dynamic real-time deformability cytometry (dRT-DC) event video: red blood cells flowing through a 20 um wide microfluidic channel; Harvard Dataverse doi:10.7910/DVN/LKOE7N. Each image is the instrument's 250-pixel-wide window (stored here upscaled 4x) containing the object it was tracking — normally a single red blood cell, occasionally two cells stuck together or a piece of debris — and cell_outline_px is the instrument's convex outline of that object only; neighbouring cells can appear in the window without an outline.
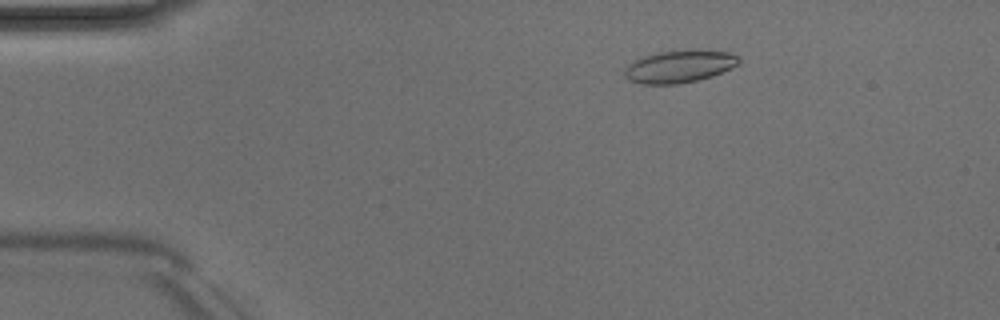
{"species": "Egyptian fruit bat (a non-hibernating species)", "species_latin": "Rousettus aegyptiacus", "temperature_condition": "room temperature", "stored_images_in_passage": 51, "camera_frame_rate_fps": 3000, "um_per_image_px": 0.085, "animal": {"sex": "male"}, "frame": {"image": 1, "passage_image": 9, "time_ms": 2.667, "image_size_px": [1000, 320], "cell_outline_px": [[740, 64], [732, 68], [712, 76], [696, 80], [676, 84], [640, 84], [628, 80], [624, 76], [624, 68], [628, 64], [644, 56], [660, 52], [692, 48], [708, 48], [732, 52], [740, 56]], "centroid_in_image_um": [57.82, 5.61], "position_along_channel_um": 27.2, "area_um2": 22.31}}
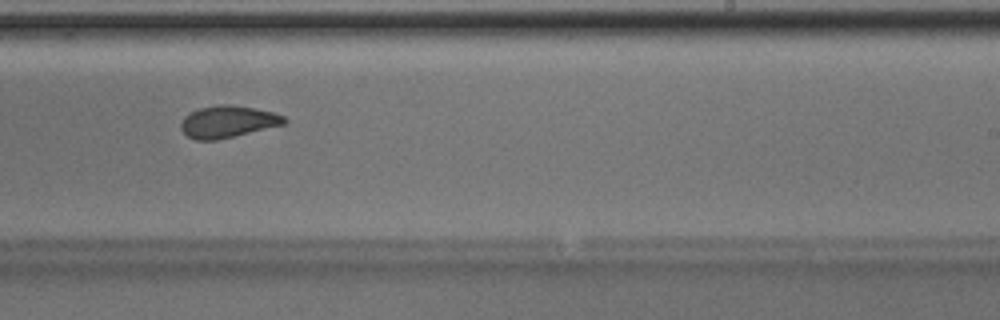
{"frame": {"image": 2, "passage_image": 32, "time_ms": 10.333, "image_size_px": [1000, 320], "cell_outline_px": [[288, 120], [284, 124], [216, 140], [196, 140], [188, 136], [180, 128], [180, 124], [184, 116], [200, 108], [220, 104], [228, 104], [256, 108], [272, 112], [284, 116]], "centroid_in_image_um": [19.35, 10.33], "position_along_channel_um": 269.6, "area_um2": 19.02}}
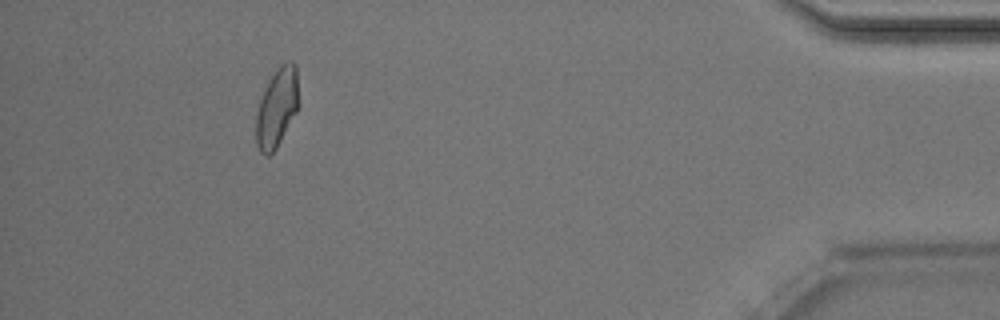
{"frame": {"image": 3, "passage_image": 47, "time_ms": 15.333, "image_size_px": [1000, 320], "cell_outline_px": [[300, 104], [296, 112], [276, 148], [268, 156], [264, 156], [260, 152], [256, 144], [256, 116], [260, 100], [264, 88], [268, 80], [276, 68], [288, 60], [292, 60], [296, 64]], "centroid_in_image_um": [23.55, 9.1], "position_along_channel_um": 411.6, "area_um2": 19.88}, "authors_computed_cell_mechanics": {"area_um2": 19.8832, "velocity_mm_per_s": 4.0049, "shape_relaxation_time_tau1_ms": 4.6303, "shape_relaxation_time_tau2_ms": 1.7285, "deformation_change_tau1": 0.1283, "deformation_change_tau2": 0.0625}}